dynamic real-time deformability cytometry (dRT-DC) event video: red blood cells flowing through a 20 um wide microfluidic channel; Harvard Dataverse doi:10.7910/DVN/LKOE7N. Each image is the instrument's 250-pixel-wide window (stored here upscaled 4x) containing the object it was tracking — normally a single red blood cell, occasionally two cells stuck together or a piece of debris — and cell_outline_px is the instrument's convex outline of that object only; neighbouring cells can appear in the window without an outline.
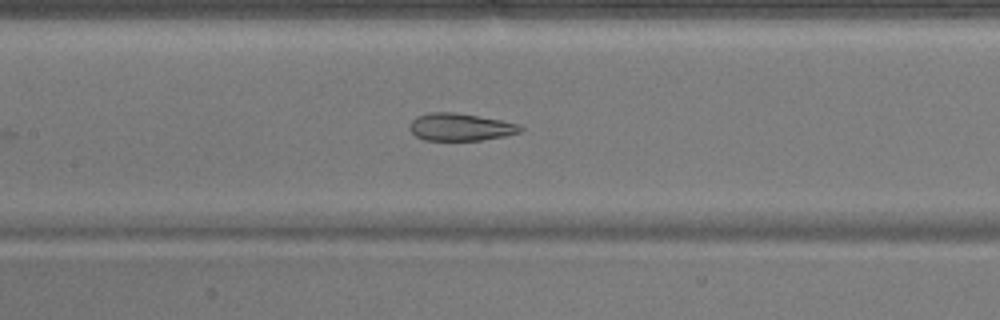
{"species": "common noctule bat (a hibernating species)", "species_latin": "Nyctalus noctula", "temperature_condition": "warm", "stored_images_in_passage": 22, "camera_frame_rate_fps": 3000, "um_per_image_px": 0.085, "animal": {"sex": "male", "body_mass_g": 17.9}, "frame": {"image": 1, "passage_image": 8, "time_ms": 2.333, "image_size_px": [1000, 320], "cell_outline_px": [[524, 128], [520, 132], [504, 136], [480, 140], [424, 140], [416, 136], [408, 128], [408, 124], [416, 116], [432, 112], [456, 112], [500, 120], [520, 124]], "centroid_in_image_um": [39.11, 10.79], "position_along_channel_um": 168.3, "area_um2": 17.74}}
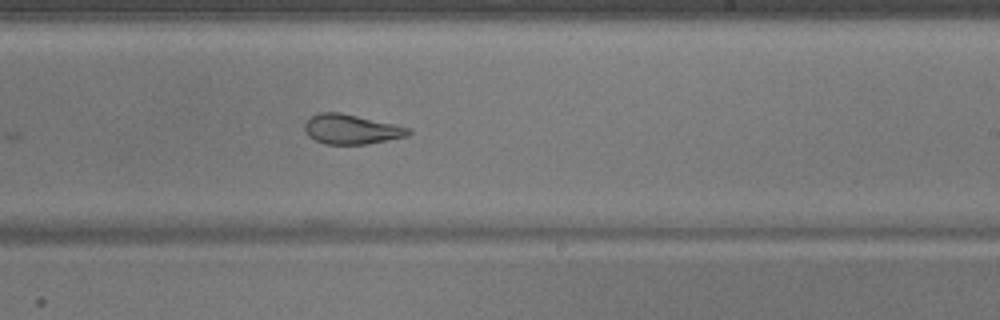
{"frame": {"image": 2, "passage_image": 15, "time_ms": 4.667, "image_size_px": [1000, 320], "cell_outline_px": [[412, 132], [408, 136], [368, 144], [324, 144], [308, 136], [304, 128], [304, 124], [312, 116], [320, 112], [340, 112], [396, 124], [408, 128]], "centroid_in_image_um": [29.87, 10.99], "position_along_channel_um": 259.1, "area_um2": 17.98}}